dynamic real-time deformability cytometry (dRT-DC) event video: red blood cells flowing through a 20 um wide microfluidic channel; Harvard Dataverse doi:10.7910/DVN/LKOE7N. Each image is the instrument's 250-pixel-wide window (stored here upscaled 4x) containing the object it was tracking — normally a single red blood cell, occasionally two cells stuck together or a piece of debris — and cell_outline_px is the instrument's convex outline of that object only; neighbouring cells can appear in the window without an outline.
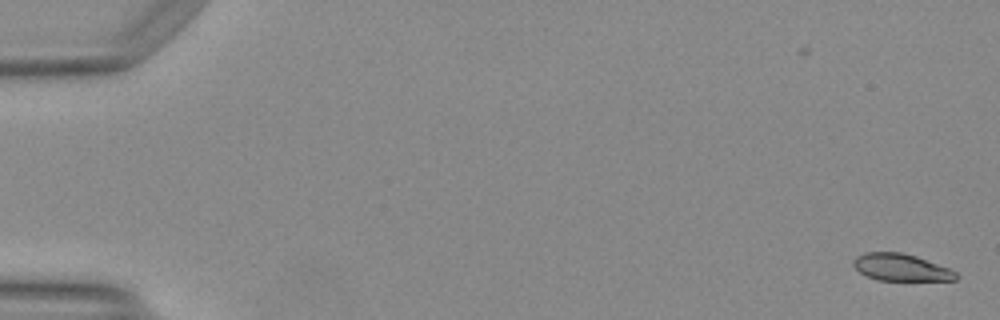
{"species": "Egyptian fruit bat (a non-hibernating species)", "species_latin": "Rousettus aegyptiacus", "temperature_condition": "warm", "stored_images_in_passage": 51, "camera_frame_rate_fps": 3000, "um_per_image_px": 0.085, "animal": {"sex": "female"}, "frame": {"image": 1, "passage_image": 1, "time_ms": 0.0, "image_size_px": [1000, 320], "cell_outline_px": [[960, 276], [956, 280], [876, 280], [864, 276], [852, 264], [852, 260], [856, 256], [864, 252], [904, 252], [952, 268]], "centroid_in_image_um": [76.6, 22.72], "position_along_channel_um": 8.4, "area_um2": 16.53}}
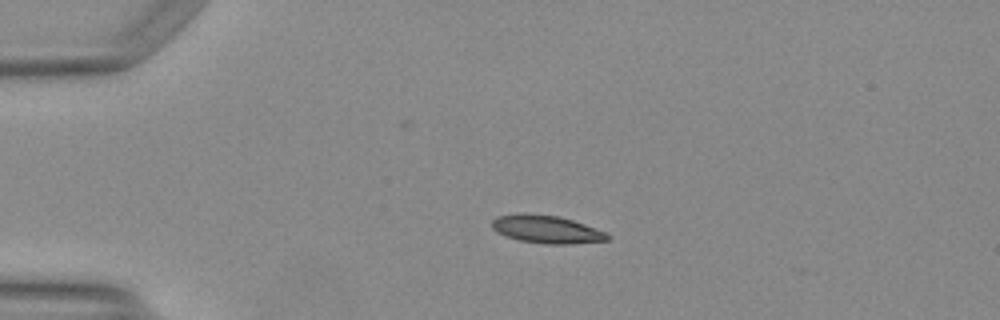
{"frame": {"image": 2, "passage_image": 12, "time_ms": 3.667, "image_size_px": [1000, 320], "cell_outline_px": [[612, 236], [608, 240], [568, 244], [548, 244], [520, 240], [496, 232], [492, 228], [492, 220], [496, 216], [520, 212], [528, 212], [560, 216], [608, 232]], "centroid_in_image_um": [46.46, 19.46], "position_along_channel_um": 38.5, "area_um2": 19.02}}
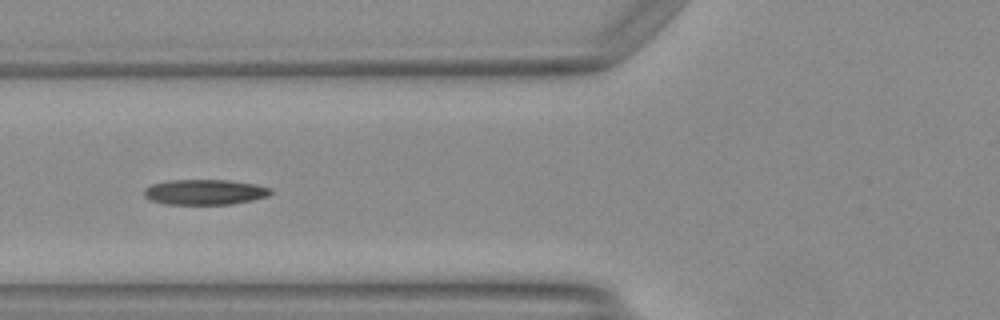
{"frame": {"image": 3, "passage_image": 20, "time_ms": 6.333, "image_size_px": [1000, 320], "cell_outline_px": [[272, 192], [268, 196], [252, 200], [232, 204], [164, 204], [152, 200], [144, 196], [144, 188], [152, 184], [168, 180], [228, 180], [256, 184], [272, 188]], "centroid_in_image_um": [17.42, 16.32], "position_along_channel_um": 108.4, "area_um2": 18.73}, "authors_computed_cell_mechanics": {"area_um2": 18.1492, "velocity_mm_per_s": 4.1482, "shape_relaxation_time_tau1_ms": null, "shape_relaxation_time_tau2_ms": 8.2248, "deformation_change_tau1": null, "deformation_change_tau2": 0.1496}}